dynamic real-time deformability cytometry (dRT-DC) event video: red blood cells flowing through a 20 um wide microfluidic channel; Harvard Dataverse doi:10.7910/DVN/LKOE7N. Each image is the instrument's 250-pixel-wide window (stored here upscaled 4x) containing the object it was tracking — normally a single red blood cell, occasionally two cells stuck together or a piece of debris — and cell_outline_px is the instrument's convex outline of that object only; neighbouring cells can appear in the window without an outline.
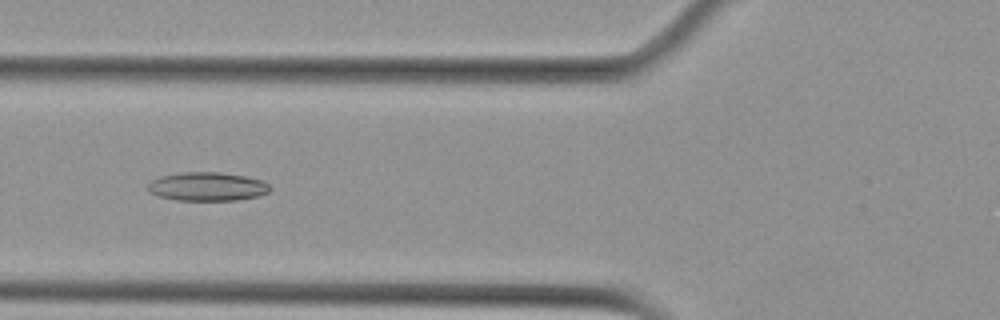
{"species": "Egyptian fruit bat (a non-hibernating species)", "species_latin": "Rousettus aegyptiacus", "temperature_condition": "cold", "stored_images_in_passage": 3, "camera_frame_rate_fps": 3000, "um_per_image_px": 0.085, "animal": {"sex": "female"}, "frame": {"image": 1, "passage_image": 2, "time_ms": 1.333, "image_size_px": [1000, 320], "cell_outline_px": [[272, 188], [268, 192], [260, 196], [240, 200], [176, 200], [160, 196], [148, 192], [148, 184], [152, 180], [160, 176], [180, 172], [220, 172], [244, 176], [260, 180], [268, 184]], "centroid_in_image_um": [17.62, 15.86], "position_along_channel_um": 108.2, "area_um2": 20.46}}
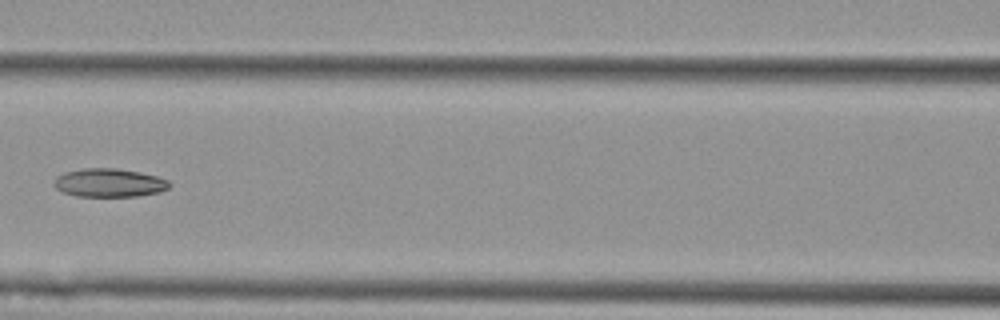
{"frame": {"image": 2, "passage_image": 3, "time_ms": 2.667, "image_size_px": [1000, 320], "cell_outline_px": [[172, 184], [168, 188], [160, 192], [136, 196], [76, 196], [64, 192], [56, 188], [56, 176], [64, 172], [84, 168], [116, 168], [140, 172], [156, 176], [168, 180]], "centroid_in_image_um": [9.32, 15.53], "position_along_channel_um": 157.3, "area_um2": 19.02}}